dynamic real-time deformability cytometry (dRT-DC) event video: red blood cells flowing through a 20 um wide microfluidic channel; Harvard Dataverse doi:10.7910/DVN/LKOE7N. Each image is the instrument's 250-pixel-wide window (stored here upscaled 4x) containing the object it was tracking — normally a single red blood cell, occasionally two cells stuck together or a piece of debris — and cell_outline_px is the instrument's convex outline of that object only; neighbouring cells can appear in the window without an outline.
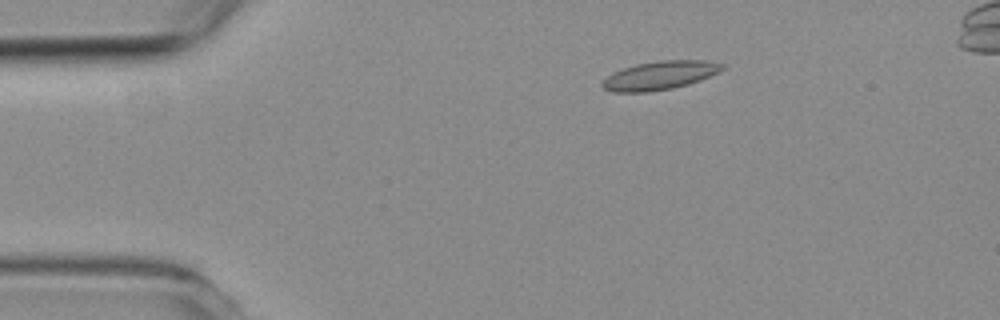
{"species": "common noctule bat (a hibernating species)", "species_latin": "Nyctalus noctula", "temperature_condition": "room temperature", "stored_images_in_passage": 5, "camera_frame_rate_fps": 3000, "um_per_image_px": 0.085, "animal": {"sex": "female", "body_mass_g": 19.3, "forearm_length_mm": 54.1}, "frame": {"image": 1, "passage_image": 1, "time_ms": 0.0, "image_size_px": [1000, 320], "cell_outline_px": [[724, 68], [700, 80], [688, 84], [672, 88], [644, 92], [612, 92], [604, 88], [600, 84], [608, 76], [624, 68], [636, 64], [660, 60], [704, 60], [724, 64]], "centroid_in_image_um": [56.07, 6.4], "position_along_channel_um": 28.9, "area_um2": 19.59}}
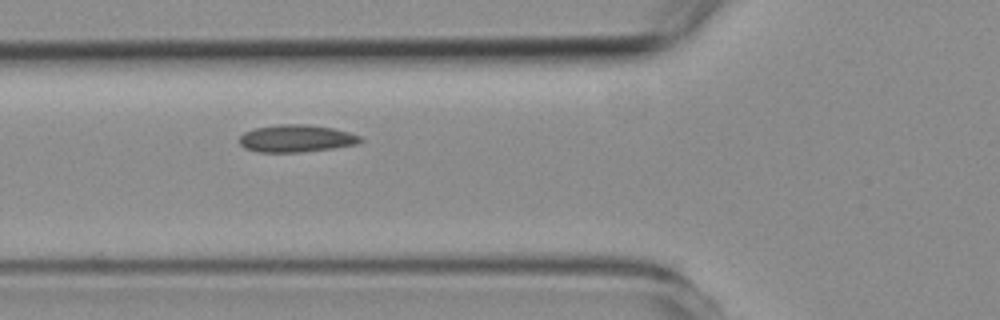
{"frame": {"image": 2, "passage_image": 4, "time_ms": 3.333, "image_size_px": [1000, 320], "cell_outline_px": [[364, 140], [356, 144], [332, 148], [300, 152], [260, 152], [244, 148], [240, 144], [240, 136], [244, 132], [256, 128], [276, 124], [308, 124], [332, 128], [348, 132], [360, 136]], "centroid_in_image_um": [25.17, 11.76], "position_along_channel_um": 100.6, "area_um2": 19.19}}
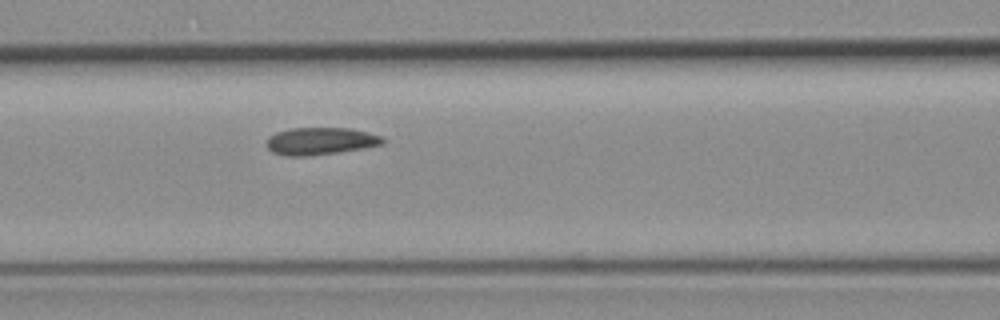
{"frame": {"image": 3, "passage_image": 5, "time_ms": 4.333, "image_size_px": [1000, 320], "cell_outline_px": [[384, 144], [364, 148], [308, 156], [288, 156], [272, 152], [268, 148], [268, 136], [276, 132], [292, 128], [352, 128], [368, 132], [380, 136], [384, 140]], "centroid_in_image_um": [27.24, 11.99], "position_along_channel_um": 139.4, "area_um2": 18.38}}